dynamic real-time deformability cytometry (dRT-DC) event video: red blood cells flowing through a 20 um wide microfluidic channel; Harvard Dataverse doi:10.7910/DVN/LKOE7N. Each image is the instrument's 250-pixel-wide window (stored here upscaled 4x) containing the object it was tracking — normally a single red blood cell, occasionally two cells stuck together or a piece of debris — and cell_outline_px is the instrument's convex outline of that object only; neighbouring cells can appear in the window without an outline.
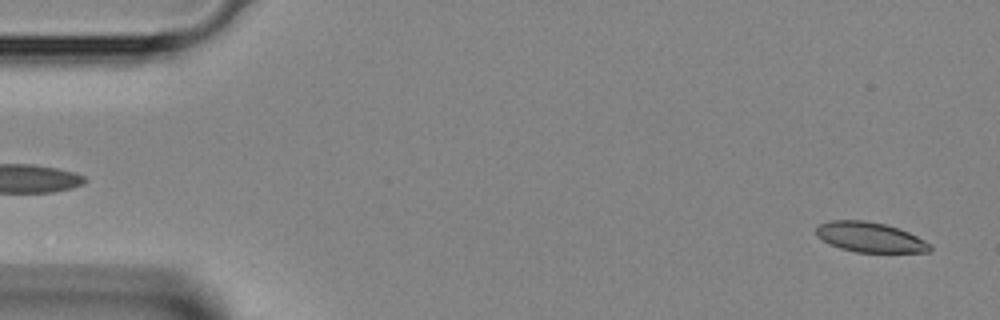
{"species": "Egyptian fruit bat (a non-hibernating species)", "species_latin": "Rousettus aegyptiacus", "temperature_condition": "room temperature", "stored_images_in_passage": 42, "camera_frame_rate_fps": 3000, "um_per_image_px": 0.085, "animal": {"sex": "female"}, "frame": {"image": 1, "passage_image": 2, "time_ms": 0.333, "image_size_px": [1000, 320], "cell_outline_px": [[932, 248], [928, 252], [856, 252], [840, 248], [828, 244], [816, 236], [816, 228], [820, 224], [828, 220], [864, 220], [884, 224], [908, 232], [932, 244]], "centroid_in_image_um": [73.92, 20.16], "position_along_channel_um": 11.1, "area_um2": 19.88}}
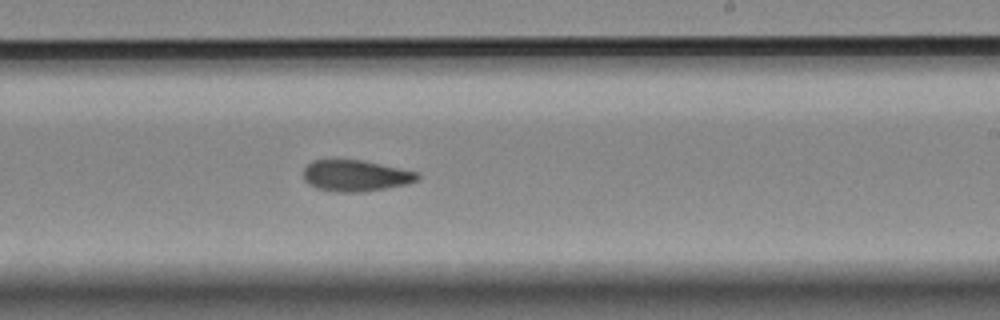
{"frame": {"image": 2, "passage_image": 25, "time_ms": 8.0, "image_size_px": [1000, 320], "cell_outline_px": [[420, 176], [416, 180], [408, 184], [360, 192], [332, 192], [316, 188], [308, 184], [304, 180], [304, 168], [312, 160], [360, 160], [420, 172]], "centroid_in_image_um": [30.21, 14.94], "position_along_channel_um": 258.8, "area_um2": 20.75}}
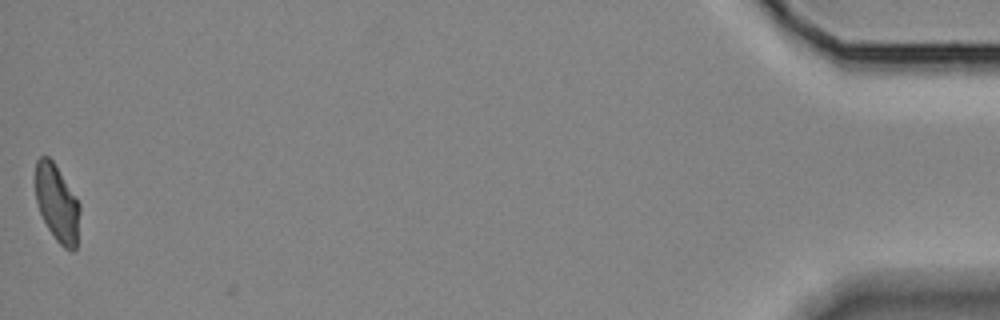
{"frame": {"image": 3, "passage_image": 42, "time_ms": 13.667, "image_size_px": [1000, 320], "cell_outline_px": [[80, 212], [76, 248], [72, 252], [64, 248], [56, 240], [48, 228], [40, 212], [36, 200], [36, 160], [40, 156], [48, 156], [52, 160], [80, 204]], "centroid_in_image_um": [4.86, 17.3], "position_along_channel_um": 430.3, "area_um2": 19.65}}